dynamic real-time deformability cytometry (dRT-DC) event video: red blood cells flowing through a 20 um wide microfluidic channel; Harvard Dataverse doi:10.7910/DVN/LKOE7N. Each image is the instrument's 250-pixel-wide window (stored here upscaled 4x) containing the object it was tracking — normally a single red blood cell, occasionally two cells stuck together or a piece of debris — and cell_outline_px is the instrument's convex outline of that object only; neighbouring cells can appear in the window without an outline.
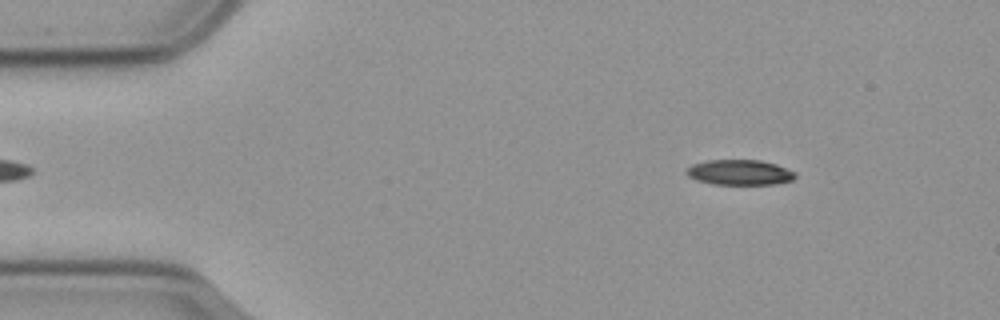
{"species": "common noctule bat (a hibernating species)", "species_latin": "Nyctalus noctula", "temperature_condition": "cold", "stored_images_in_passage": 55, "camera_frame_rate_fps": 3000, "um_per_image_px": 0.085, "animal": {"sex": "male", "body_mass_g": 23.1, "forearm_length_mm": 52.7}, "frame": {"image": 1, "passage_image": 6, "time_ms": 1.667, "image_size_px": [1000, 320], "cell_outline_px": [[796, 176], [792, 180], [772, 184], [712, 184], [696, 180], [688, 176], [684, 172], [692, 164], [708, 160], [760, 160], [776, 164], [796, 172]], "centroid_in_image_um": [62.85, 14.65], "position_along_channel_um": 22.1, "area_um2": 16.01}}
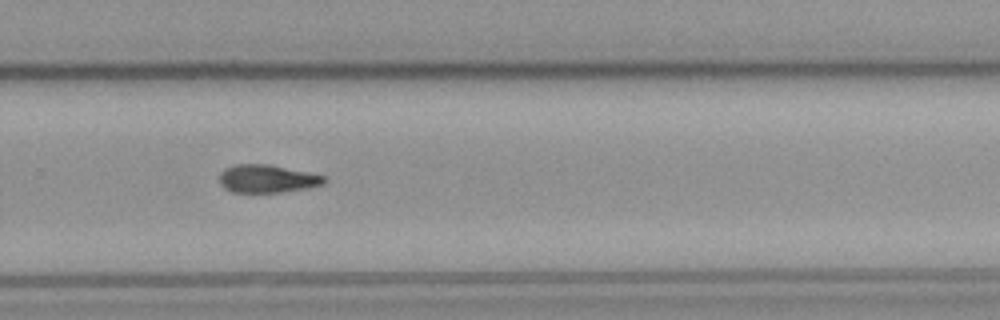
{"frame": {"image": 2, "passage_image": 36, "time_ms": 11.667, "image_size_px": [1000, 320], "cell_outline_px": [[328, 180], [324, 184], [308, 188], [280, 192], [232, 192], [224, 188], [220, 184], [220, 172], [224, 168], [236, 164], [268, 164], [324, 176]], "centroid_in_image_um": [22.69, 15.19], "position_along_channel_um": 307.1, "area_um2": 16.99}}
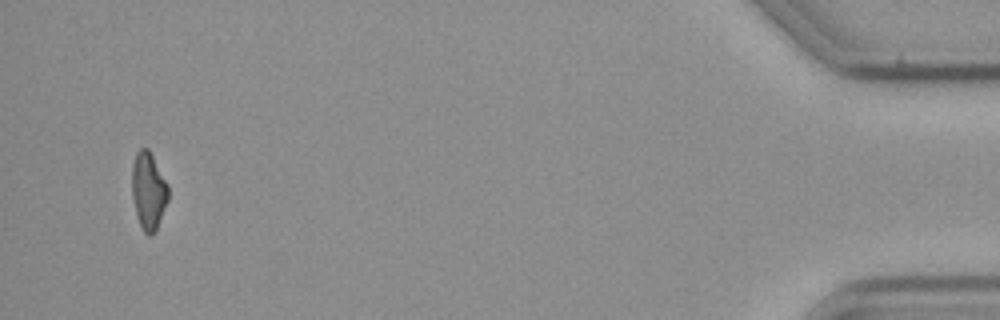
{"frame": {"image": 3, "passage_image": 53, "time_ms": 17.333, "image_size_px": [1000, 320], "cell_outline_px": [[168, 200], [156, 228], [152, 236], [148, 236], [144, 232], [140, 224], [136, 212], [132, 196], [132, 164], [136, 152], [140, 148], [148, 148], [168, 184]], "centroid_in_image_um": [12.61, 16.2], "position_along_channel_um": 422.6, "area_um2": 16.18}}